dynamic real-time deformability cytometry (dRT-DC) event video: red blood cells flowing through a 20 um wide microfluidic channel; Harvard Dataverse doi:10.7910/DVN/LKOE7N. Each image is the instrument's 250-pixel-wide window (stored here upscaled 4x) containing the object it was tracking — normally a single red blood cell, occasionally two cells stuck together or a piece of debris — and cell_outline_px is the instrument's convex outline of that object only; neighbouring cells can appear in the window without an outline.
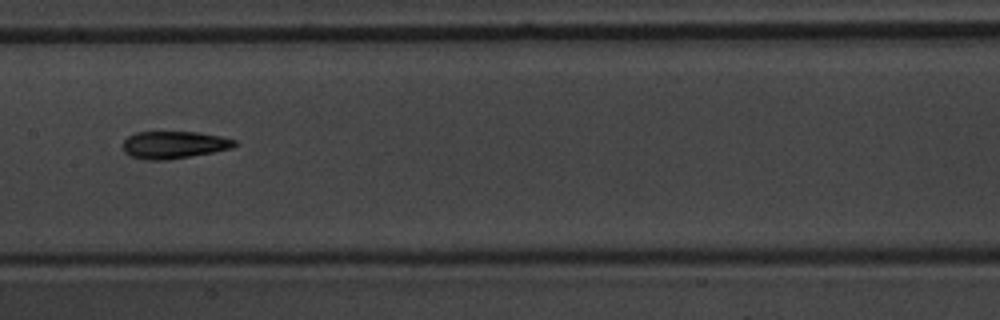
{"species": "common noctule bat (a hibernating species)", "species_latin": "Nyctalus noctula", "temperature_condition": "warm", "stored_images_in_passage": 10, "camera_frame_rate_fps": 3000, "um_per_image_px": 0.085, "animal": {"sex": "male", "body_mass_g": 20.1, "forearm_length_mm": 53.5}, "frame": {"image": 1, "passage_image": 9, "time_ms": 9.667, "image_size_px": [1000, 320], "cell_outline_px": [[240, 144], [232, 148], [212, 152], [168, 160], [144, 160], [128, 156], [124, 152], [124, 140], [128, 136], [136, 132], [200, 132], [220, 136], [236, 140]], "centroid_in_image_um": [14.79, 12.31], "position_along_channel_um": 192.6, "area_um2": 17.98}}
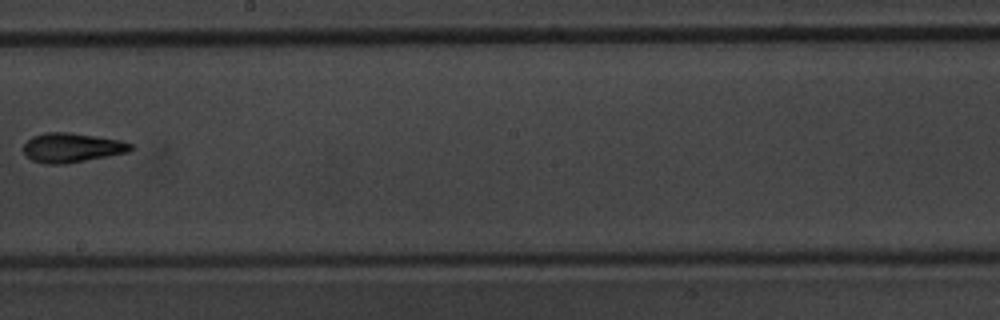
{"frame": {"image": 2, "passage_image": 10, "time_ms": 11.0, "image_size_px": [1000, 320], "cell_outline_px": [[136, 148], [128, 152], [108, 156], [60, 164], [48, 164], [32, 160], [24, 152], [24, 144], [32, 136], [48, 132], [68, 132], [120, 140], [132, 144]], "centroid_in_image_um": [6.13, 12.54], "position_along_channel_um": 242.1, "area_um2": 18.09}}